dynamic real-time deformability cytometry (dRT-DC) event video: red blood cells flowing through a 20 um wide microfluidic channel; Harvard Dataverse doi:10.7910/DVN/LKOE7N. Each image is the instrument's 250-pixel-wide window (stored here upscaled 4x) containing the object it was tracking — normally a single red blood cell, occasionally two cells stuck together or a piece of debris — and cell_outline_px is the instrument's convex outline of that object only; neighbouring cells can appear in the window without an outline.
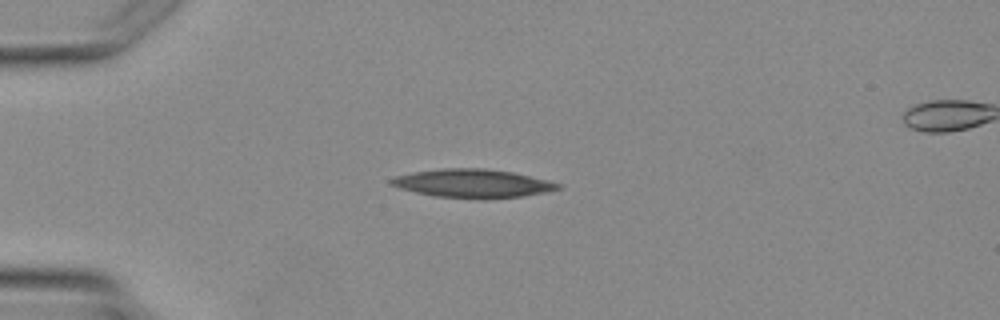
{"species": "Egyptian fruit bat (a non-hibernating species)", "species_latin": "Rousettus aegyptiacus", "temperature_condition": "warm", "stored_images_in_passage": 3, "segment_of_instrument_passage": [1, 2], "camera_frame_rate_fps": 3000, "um_per_image_px": 0.085, "animal": {"sex": "female"}, "frame": {"image": 1, "passage_image": 2, "time_ms": 1.333, "image_size_px": [1000, 320], "cell_outline_px": [[564, 188], [524, 196], [484, 200], [432, 196], [400, 188], [388, 184], [388, 180], [396, 176], [412, 172], [440, 168], [484, 168], [512, 172], [548, 180], [560, 184]], "centroid_in_image_um": [40.17, 15.6], "position_along_channel_um": 44.8, "area_um2": 28.09}}